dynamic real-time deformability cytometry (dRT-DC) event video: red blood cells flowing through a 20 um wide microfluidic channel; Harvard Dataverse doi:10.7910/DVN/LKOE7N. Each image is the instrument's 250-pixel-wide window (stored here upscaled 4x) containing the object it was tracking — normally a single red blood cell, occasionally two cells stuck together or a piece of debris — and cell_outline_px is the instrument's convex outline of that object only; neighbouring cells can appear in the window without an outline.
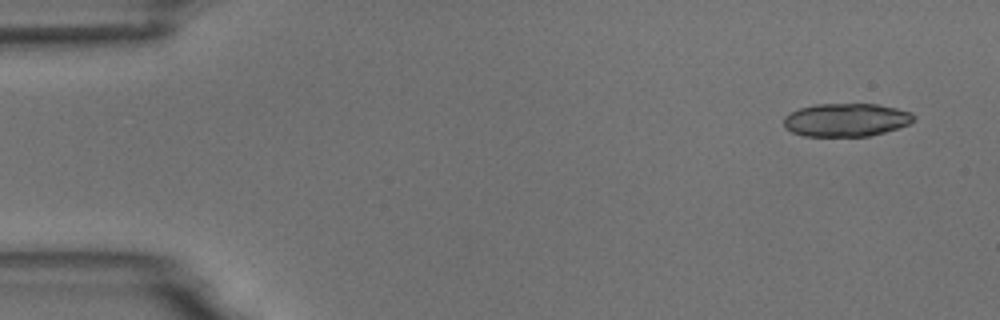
{"species": "common noctule bat (a hibernating species)", "species_latin": "Nyctalus noctula", "temperature_condition": "room temperature", "stored_images_in_passage": 7, "camera_frame_rate_fps": 3000, "um_per_image_px": 0.085, "animal": {"sex": "male", "body_mass_g": 18.8}, "frame": {"image": 1, "passage_image": 1, "time_ms": 0.0, "image_size_px": [1000, 320], "cell_outline_px": [[916, 116], [908, 124], [884, 132], [868, 136], [804, 136], [792, 132], [784, 128], [784, 116], [800, 108], [816, 104], [876, 104], [896, 108], [912, 112]], "centroid_in_image_um": [71.9, 10.19], "position_along_channel_um": 13.1, "area_um2": 25.03}}
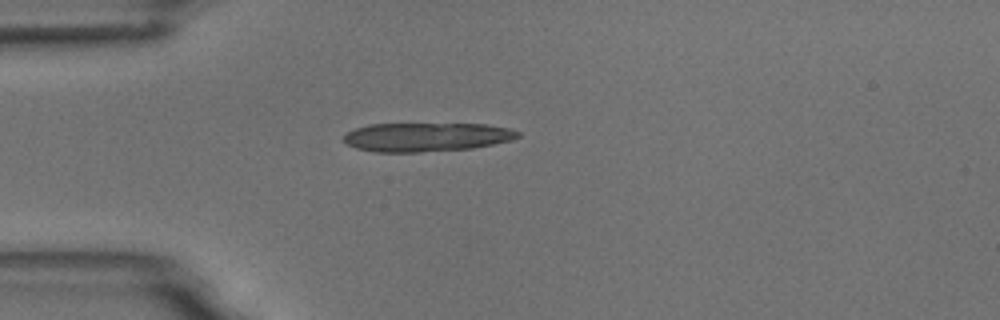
{"frame": {"image": 2, "passage_image": 4, "time_ms": 3.667, "image_size_px": [1000, 320], "cell_outline_px": [[520, 136], [512, 140], [472, 148], [420, 152], [376, 152], [356, 148], [348, 144], [344, 140], [344, 136], [348, 132], [356, 128], [368, 124], [488, 124], [512, 128], [520, 132]], "centroid_in_image_um": [36.29, 11.64], "position_along_channel_um": 48.7, "area_um2": 29.3}}